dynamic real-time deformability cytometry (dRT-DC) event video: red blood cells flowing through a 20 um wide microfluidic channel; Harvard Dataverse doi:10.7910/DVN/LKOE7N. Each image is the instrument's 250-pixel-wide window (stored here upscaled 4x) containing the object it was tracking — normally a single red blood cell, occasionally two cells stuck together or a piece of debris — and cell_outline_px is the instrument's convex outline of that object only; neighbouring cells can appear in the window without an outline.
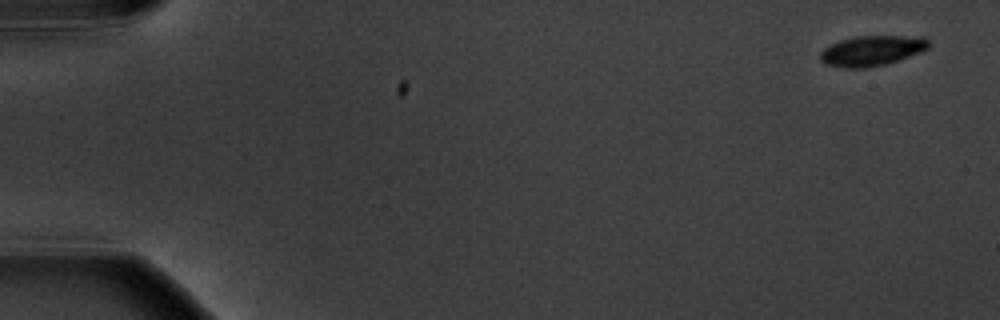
{"species": "common noctule bat (a hibernating species)", "species_latin": "Nyctalus noctula", "temperature_condition": "warm", "stored_images_in_passage": 7, "camera_frame_rate_fps": 3000, "um_per_image_px": 0.085, "animal": {"sex": "male", "body_mass_g": 20.1, "forearm_length_mm": 53.5}, "frame": {"image": 1, "passage_image": 1, "time_ms": 0.0, "image_size_px": [1000, 320], "cell_outline_px": [[928, 48], [920, 52], [884, 64], [868, 68], [844, 68], [824, 64], [820, 60], [820, 52], [824, 48], [840, 40], [852, 36], [924, 36], [928, 40]], "centroid_in_image_um": [74.06, 4.3], "position_along_channel_um": 10.9, "area_um2": 19.07}}
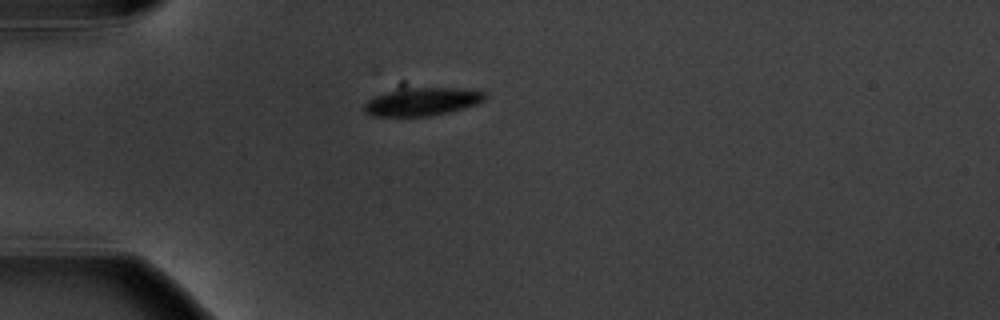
{"frame": {"image": 2, "passage_image": 5, "time_ms": 4.667, "image_size_px": [1000, 320], "cell_outline_px": [[488, 96], [484, 100], [476, 104], [464, 108], [432, 116], [372, 116], [364, 112], [364, 104], [368, 100], [376, 96], [388, 92], [412, 88], [476, 88], [484, 92]], "centroid_in_image_um": [35.95, 8.64], "position_along_channel_um": 49.0, "area_um2": 19.71}}